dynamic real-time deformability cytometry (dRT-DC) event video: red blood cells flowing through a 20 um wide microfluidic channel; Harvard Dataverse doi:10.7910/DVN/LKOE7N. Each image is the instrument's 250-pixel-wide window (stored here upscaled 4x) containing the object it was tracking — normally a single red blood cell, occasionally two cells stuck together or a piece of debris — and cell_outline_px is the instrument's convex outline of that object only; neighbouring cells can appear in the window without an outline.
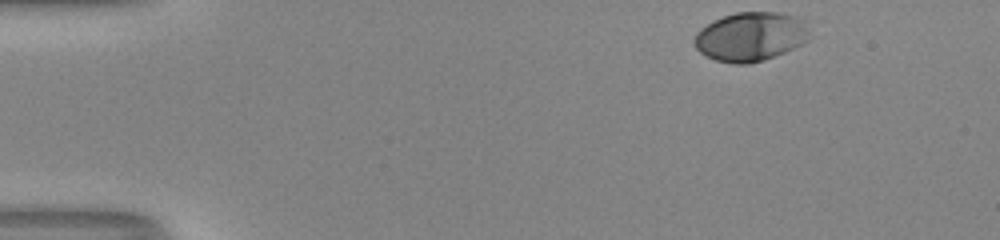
{"species": "human", "species_latin": "Homo sapiens", "temperature_condition": "room temperature", "stored_images_in_passage": 39, "camera_frame_rate_fps": 3000, "um_per_image_px": 0.085, "donor": {"sex": "male"}, "frame": {"image": 1, "passage_image": 1, "time_ms": 0.0, "image_size_px": [1000, 240], "cell_outline_px": [[808, 32], [804, 44], [764, 60], [748, 64], [736, 64], [716, 60], [700, 52], [696, 48], [692, 40], [696, 32], [700, 28], [712, 20], [736, 12], [780, 12], [800, 16], [804, 20]], "centroid_in_image_um": [63.78, 3.1], "position_along_channel_um": 21.2, "area_um2": 33.12}}
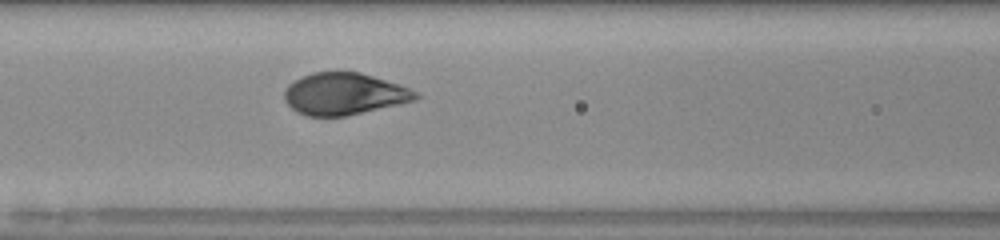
{"frame": {"image": 2, "passage_image": 18, "time_ms": 5.667, "image_size_px": [1000, 240], "cell_outline_px": [[424, 96], [416, 100], [344, 116], [308, 116], [296, 112], [284, 100], [284, 88], [288, 84], [300, 76], [312, 72], [360, 72], [400, 84]], "centroid_in_image_um": [29.23, 7.97], "position_along_channel_um": 137.4, "area_um2": 32.14}}
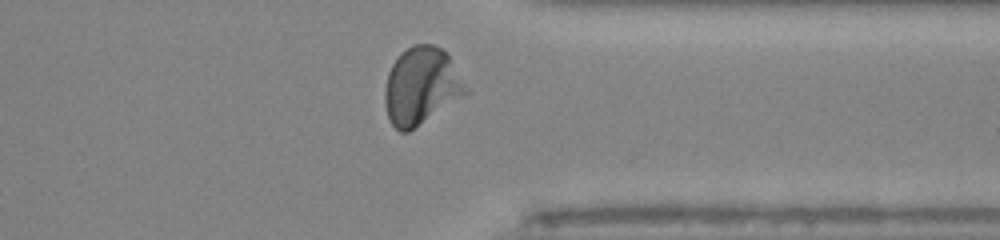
{"frame": {"image": 3, "passage_image": 36, "time_ms": 11.667, "image_size_px": [1000, 240], "cell_outline_px": [[468, 92], [408, 132], [400, 132], [392, 124], [388, 116], [384, 104], [384, 92], [388, 72], [392, 64], [400, 52], [412, 44], [432, 44], [444, 48]], "centroid_in_image_um": [35.74, 7.28], "position_along_channel_um": 375.7, "area_um2": 35.89}, "authors_computed_cell_mechanics": {"area_um2": 32.7726, "velocity_mm_per_s": 4.0159, "shape_relaxation_time_tau1_ms": 2.5347, "shape_relaxation_time_tau2_ms": null, "deformation_change_tau1": 0.1692, "deformation_change_tau2": null}}